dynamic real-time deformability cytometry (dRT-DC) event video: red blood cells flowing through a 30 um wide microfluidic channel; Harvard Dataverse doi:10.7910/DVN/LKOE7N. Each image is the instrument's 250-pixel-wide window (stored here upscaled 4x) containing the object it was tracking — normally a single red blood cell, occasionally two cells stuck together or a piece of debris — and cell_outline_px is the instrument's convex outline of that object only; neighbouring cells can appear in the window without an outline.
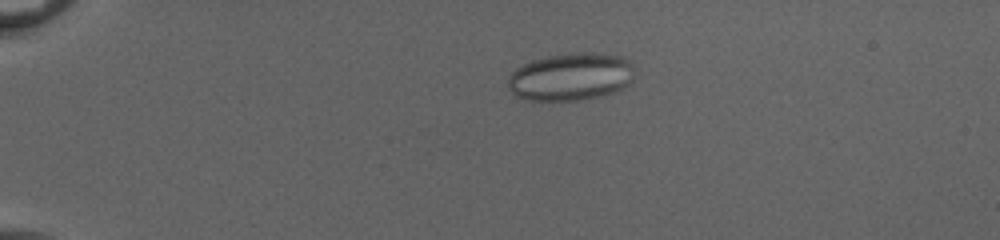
{"species": "common noctule bat (a hibernating species)", "species_latin": "Nyctalus noctula", "temperature_condition": "cold", "stored_images_in_passage": 52, "camera_frame_rate_fps": 3000, "um_per_image_px": 0.085, "animal": {"sex": "female", "body_mass_g": 20.0, "forearm_length_mm": 54.0}, "frame": {"image": 1, "passage_image": 11, "time_ms": 3.333, "image_size_px": [1000, 240], "cell_outline_px": [[632, 80], [628, 84], [612, 92], [600, 96], [580, 100], [528, 100], [512, 96], [508, 88], [508, 80], [512, 72], [516, 68], [532, 60], [548, 56], [580, 52], [592, 52], [620, 56], [628, 60], [632, 64]], "centroid_in_image_um": [48.47, 6.53], "position_along_channel_um": 36.5, "area_um2": 35.03}}
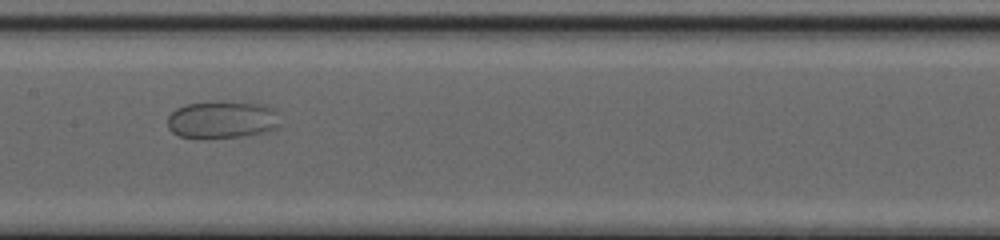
{"frame": {"image": 2, "passage_image": 28, "time_ms": 9.0, "image_size_px": [1000, 240], "cell_outline_px": [[280, 124], [276, 128], [264, 132], [240, 136], [180, 136], [172, 132], [168, 128], [168, 116], [176, 108], [184, 104], [268, 104], [276, 108]], "centroid_in_image_um": [18.93, 10.17], "position_along_channel_um": 188.5, "area_um2": 23.41}}
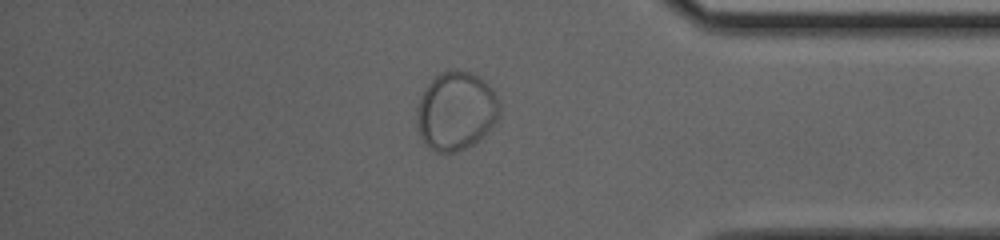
{"frame": {"image": 3, "passage_image": 45, "time_ms": 14.667, "image_size_px": [1000, 240], "cell_outline_px": [[500, 116], [480, 140], [456, 152], [436, 152], [420, 136], [416, 124], [416, 108], [424, 88], [440, 72], [468, 72], [480, 76], [492, 88], [500, 104]], "centroid_in_image_um": [38.77, 9.44], "position_along_channel_um": 396.4, "area_um2": 37.63}}